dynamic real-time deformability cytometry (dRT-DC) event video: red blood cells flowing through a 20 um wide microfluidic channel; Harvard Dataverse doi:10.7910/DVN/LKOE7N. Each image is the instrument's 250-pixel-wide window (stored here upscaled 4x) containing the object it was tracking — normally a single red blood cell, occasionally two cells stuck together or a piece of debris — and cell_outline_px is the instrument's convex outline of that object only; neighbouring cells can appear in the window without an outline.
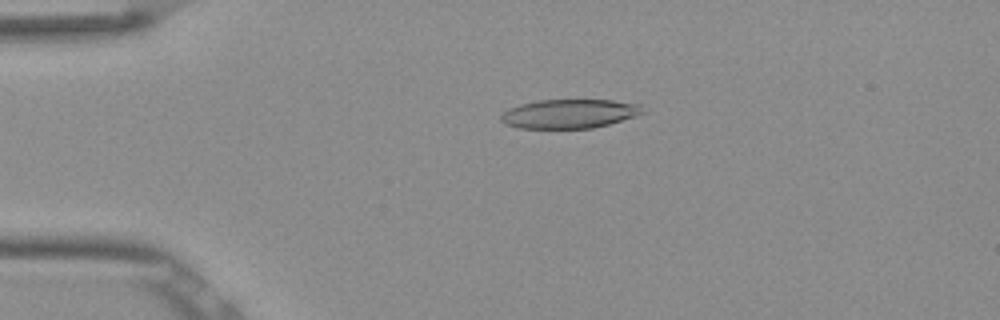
{"species": "Egyptian fruit bat (a non-hibernating species)", "species_latin": "Rousettus aegyptiacus", "temperature_condition": "room temperature", "stored_images_in_passage": 47, "camera_frame_rate_fps": 3000, "um_per_image_px": 0.085, "frame": {"image": 1, "passage_image": 6, "time_ms": 1.667, "image_size_px": [1000, 320], "cell_outline_px": [[644, 112], [636, 116], [608, 124], [592, 128], [520, 128], [504, 124], [500, 120], [500, 116], [508, 108], [520, 104], [540, 100], [612, 100], [640, 104]], "centroid_in_image_um": [48.37, 9.67], "position_along_channel_um": 36.6, "area_um2": 23.93}}
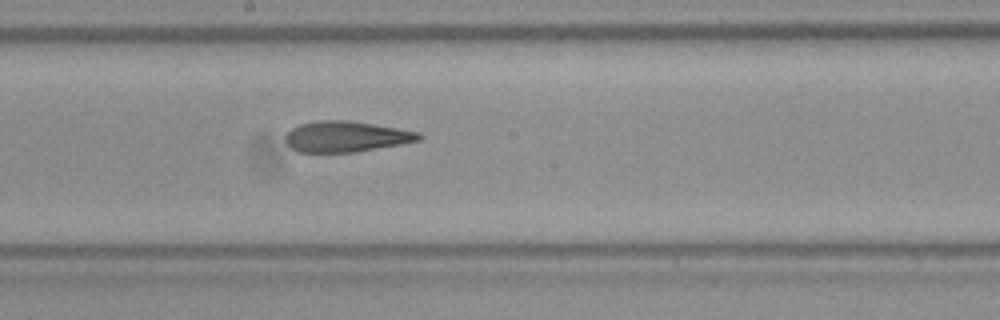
{"frame": {"image": 2, "passage_image": 23, "time_ms": 7.333, "image_size_px": [1000, 320], "cell_outline_px": [[424, 136], [420, 140], [400, 144], [356, 152], [296, 152], [284, 140], [284, 136], [292, 128], [300, 124], [316, 120], [348, 120], [420, 132]], "centroid_in_image_um": [29.39, 11.61], "position_along_channel_um": 218.8, "area_um2": 23.93}}
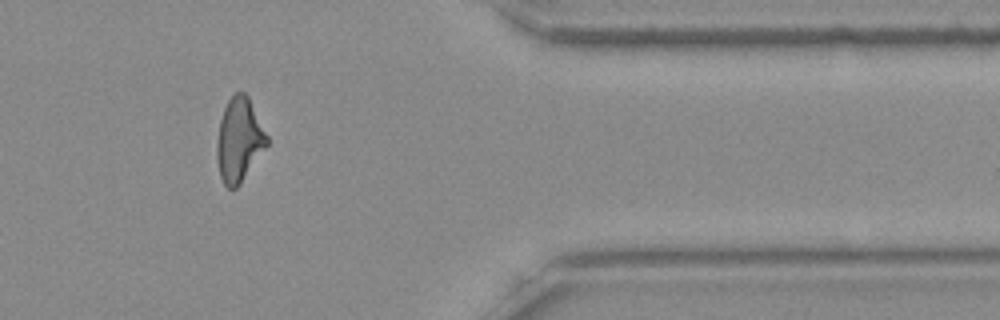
{"frame": {"image": 3, "passage_image": 38, "time_ms": 12.333, "image_size_px": [1000, 320], "cell_outline_px": [[268, 144], [240, 184], [236, 188], [228, 188], [224, 184], [220, 176], [216, 160], [216, 144], [220, 120], [224, 108], [228, 100], [236, 92], [244, 92], [248, 96], [268, 136]], "centroid_in_image_um": [20.31, 11.9], "position_along_channel_um": 391.1, "area_um2": 24.39}, "authors_computed_cell_mechanics": {"area_um2": 24.565, "velocity_mm_per_s": 3.8838, "shape_relaxation_time_tau1_ms": null, "shape_relaxation_time_tau2_ms": 2.9781, "deformation_change_tau1": null, "deformation_change_tau2": 0.1391}}